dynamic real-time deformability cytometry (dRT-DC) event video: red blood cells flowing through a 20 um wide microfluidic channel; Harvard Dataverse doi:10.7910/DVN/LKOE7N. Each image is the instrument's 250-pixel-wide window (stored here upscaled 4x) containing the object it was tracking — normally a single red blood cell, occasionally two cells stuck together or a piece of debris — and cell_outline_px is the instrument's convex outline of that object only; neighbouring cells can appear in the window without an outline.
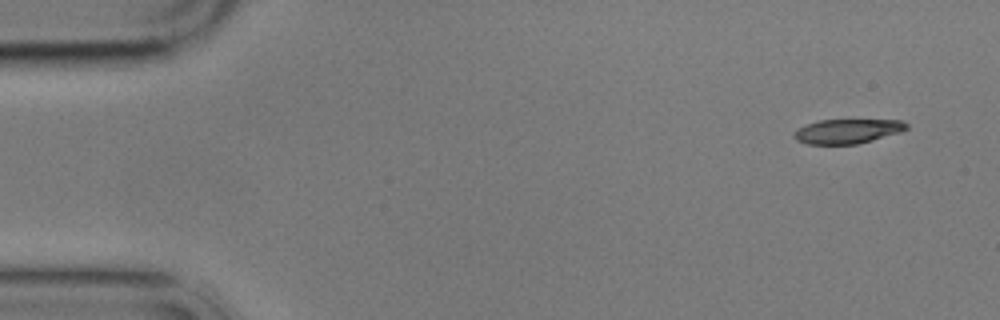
{"species": "common noctule bat (a hibernating species)", "species_latin": "Nyctalus noctula", "temperature_condition": "cold", "stored_images_in_passage": 6, "camera_frame_rate_fps": 3000, "um_per_image_px": 0.085, "animal": {"sex": "male", "body_mass_g": 17.9}, "frame": {"image": 1, "passage_image": 1, "time_ms": 0.0, "image_size_px": [1000, 320], "cell_outline_px": [[908, 128], [900, 132], [872, 140], [856, 144], [808, 144], [796, 140], [792, 136], [792, 132], [796, 128], [820, 120], [904, 120], [908, 124]], "centroid_in_image_um": [72.0, 11.15], "position_along_channel_um": 13.0, "area_um2": 16.07}}
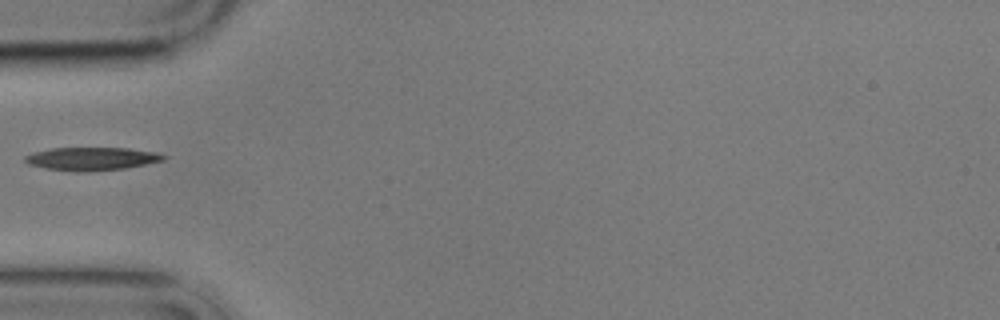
{"frame": {"image": 2, "passage_image": 5, "time_ms": 5.0, "image_size_px": [1000, 320], "cell_outline_px": [[168, 156], [164, 160], [124, 168], [88, 172], [44, 168], [28, 164], [24, 160], [24, 156], [32, 152], [52, 148], [128, 148], [152, 152]], "centroid_in_image_um": [7.74, 13.49], "position_along_channel_um": 77.3, "area_um2": 18.44}}
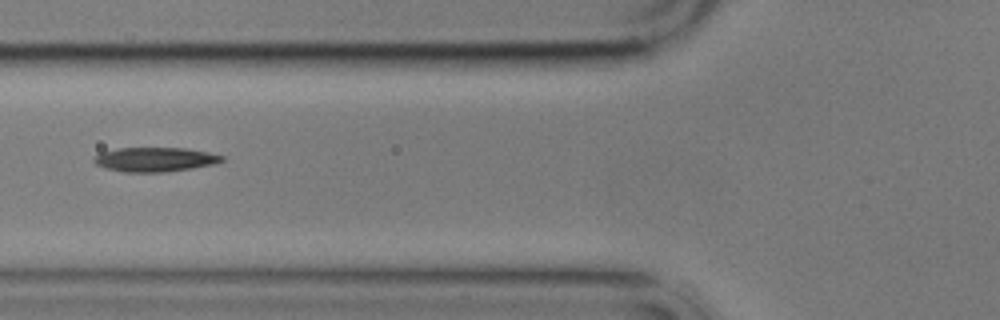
{"frame": {"image": 3, "passage_image": 6, "time_ms": 6.0, "image_size_px": [1000, 320], "cell_outline_px": [[224, 160], [212, 164], [192, 168], [164, 172], [124, 172], [104, 168], [96, 164], [92, 160], [92, 156], [100, 152], [116, 148], [184, 148], [208, 152], [224, 156]], "centroid_in_image_um": [13.1, 13.55], "position_along_channel_um": 112.7, "area_um2": 18.21}}